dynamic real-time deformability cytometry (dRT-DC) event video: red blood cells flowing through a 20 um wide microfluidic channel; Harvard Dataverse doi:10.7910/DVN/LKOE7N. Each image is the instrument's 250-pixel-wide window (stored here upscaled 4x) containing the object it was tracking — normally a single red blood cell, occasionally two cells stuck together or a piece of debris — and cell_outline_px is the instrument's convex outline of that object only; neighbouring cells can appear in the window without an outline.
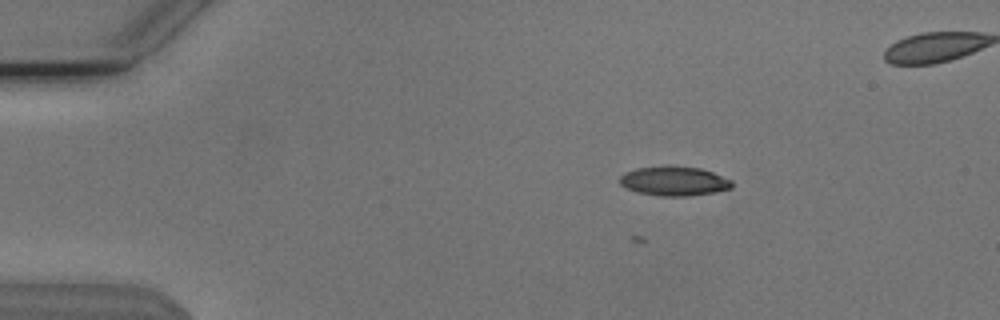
{"species": "Egyptian fruit bat (a non-hibernating species)", "species_latin": "Rousettus aegyptiacus", "temperature_condition": "cold", "stored_images_in_passage": 3, "camera_frame_rate_fps": 3000, "um_per_image_px": 0.085, "animal": {"sex": "male"}, "frame": {"image": 1, "passage_image": 3, "time_ms": 0.667, "image_size_px": [1000, 320], "cell_outline_px": [[732, 188], [712, 192], [688, 196], [660, 196], [636, 192], [624, 188], [620, 184], [620, 176], [636, 168], [700, 168], [712, 172], [732, 180]], "centroid_in_image_um": [57.29, 15.43], "position_along_channel_um": 27.7, "area_um2": 18.5}}